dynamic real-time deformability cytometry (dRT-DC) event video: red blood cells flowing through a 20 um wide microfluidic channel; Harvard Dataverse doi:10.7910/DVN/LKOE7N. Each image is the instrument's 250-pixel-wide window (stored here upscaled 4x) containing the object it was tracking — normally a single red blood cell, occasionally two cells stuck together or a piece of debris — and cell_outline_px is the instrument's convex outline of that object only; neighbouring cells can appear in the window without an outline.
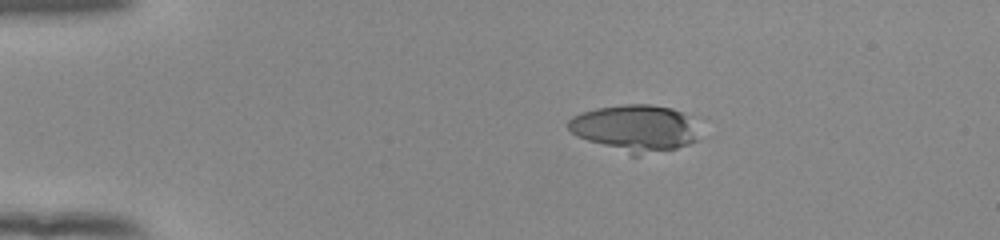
{"species": "human", "species_latin": "Homo sapiens", "temperature_condition": "room temperature", "stored_images_in_passage": 13, "segment_of_instrument_passage": [2, 2], "camera_frame_rate_fps": 3000, "um_per_image_px": 0.085, "donor": {"sex": "female"}, "frame": {"image": 1, "passage_image": 13, "time_ms": 4.0, "image_size_px": [1000, 240], "cell_outline_px": [[696, 140], [688, 144], [676, 148], [636, 156], [632, 156], [576, 136], [568, 128], [568, 120], [572, 116], [596, 108], [624, 104], [652, 104], [672, 108], [684, 112], [692, 116]], "centroid_in_image_um": [53.96, 10.88], "position_along_channel_um": 31.0, "area_um2": 35.55}}